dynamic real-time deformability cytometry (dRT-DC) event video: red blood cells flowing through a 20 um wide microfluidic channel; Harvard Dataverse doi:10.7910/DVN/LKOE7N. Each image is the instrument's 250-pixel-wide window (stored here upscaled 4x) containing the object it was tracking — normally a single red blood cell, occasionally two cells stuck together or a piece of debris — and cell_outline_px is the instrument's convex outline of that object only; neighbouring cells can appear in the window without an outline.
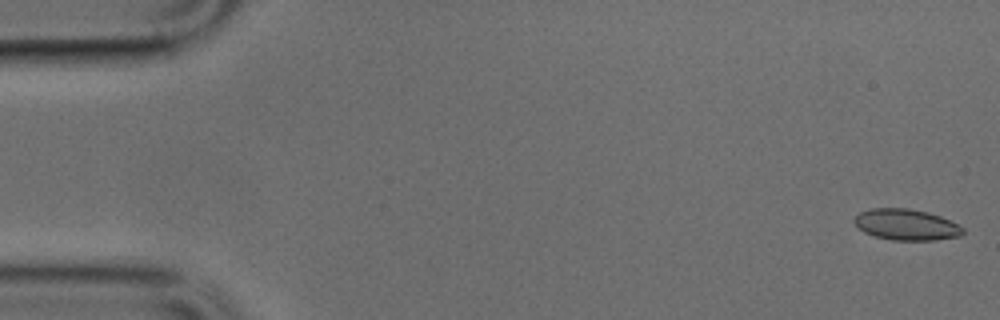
{"species": "common noctule bat (a hibernating species)", "species_latin": "Nyctalus noctula", "temperature_condition": "cold", "stored_images_in_passage": 49, "camera_frame_rate_fps": 3000, "um_per_image_px": 0.085, "animal": {"sex": "male", "body_mass_g": 17.9, "forearm_length_mm": 54.2}, "frame": {"image": 1, "passage_image": 1, "time_ms": 0.0, "image_size_px": [1000, 320], "cell_outline_px": [[964, 232], [960, 236], [936, 240], [892, 240], [876, 236], [864, 232], [852, 220], [860, 212], [872, 208], [908, 208], [928, 212], [940, 216], [964, 228]], "centroid_in_image_um": [77.03, 19.09], "position_along_channel_um": 8.0, "area_um2": 19.54}}
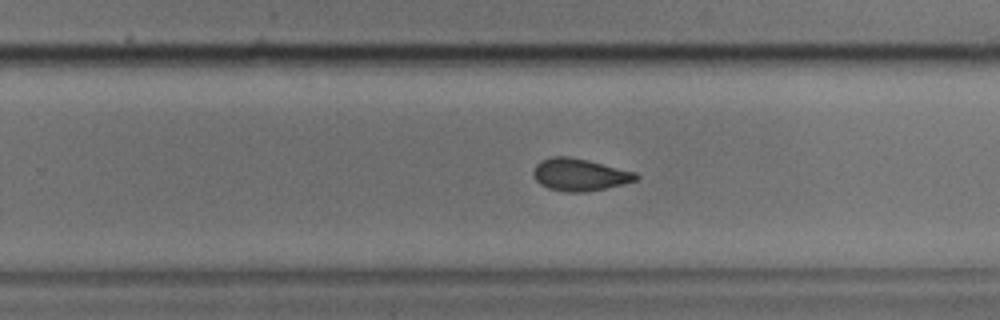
{"frame": {"image": 2, "passage_image": 31, "time_ms": 10.0, "image_size_px": [1000, 320], "cell_outline_px": [[640, 176], [636, 180], [624, 184], [584, 192], [564, 192], [548, 188], [540, 184], [532, 176], [532, 172], [536, 164], [540, 160], [552, 156], [568, 156], [588, 160], [636, 172]], "centroid_in_image_um": [49.24, 14.84], "position_along_channel_um": 280.6, "area_um2": 19.42}}
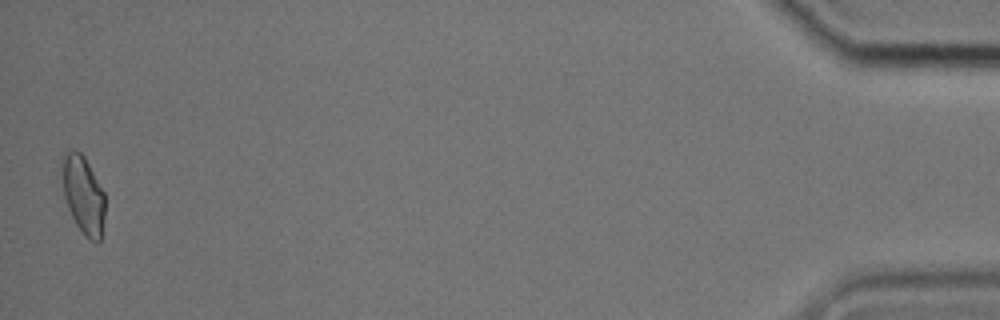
{"frame": {"image": 3, "passage_image": 49, "time_ms": 16.0, "image_size_px": [1000, 320], "cell_outline_px": [[104, 216], [100, 240], [96, 244], [84, 236], [76, 224], [68, 208], [64, 196], [60, 164], [64, 152], [72, 148], [80, 152], [84, 156], [104, 192]], "centroid_in_image_um": [7.05, 16.53], "position_along_channel_um": 428.2, "area_um2": 19.71}}